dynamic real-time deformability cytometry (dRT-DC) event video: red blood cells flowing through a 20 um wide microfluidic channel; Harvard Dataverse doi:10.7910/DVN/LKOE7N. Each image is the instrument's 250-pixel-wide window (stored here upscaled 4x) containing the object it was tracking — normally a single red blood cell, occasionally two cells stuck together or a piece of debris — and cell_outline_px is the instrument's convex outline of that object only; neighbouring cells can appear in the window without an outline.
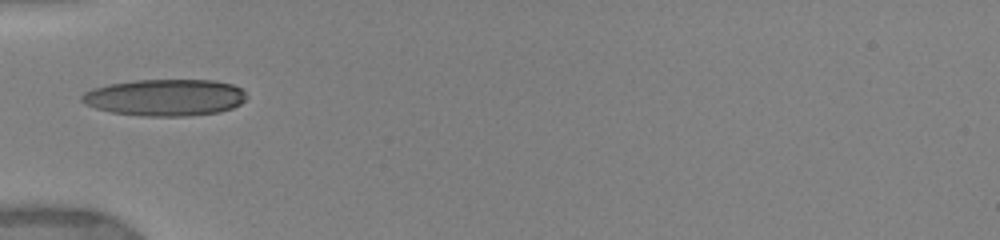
{"species": "human", "species_latin": "Homo sapiens", "temperature_condition": "warm", "stored_images_in_passage": 8, "camera_frame_rate_fps": 3000, "um_per_image_px": 0.085, "donor": {"sex": "female"}, "frame": {"image": 1, "passage_image": 1, "time_ms": 0.0, "image_size_px": [1000, 240], "cell_outline_px": [[248, 96], [240, 104], [232, 108], [220, 112], [184, 116], [144, 116], [112, 112], [96, 108], [84, 104], [80, 100], [80, 96], [84, 92], [92, 88], [108, 84], [132, 80], [216, 80], [232, 84], [240, 88]], "centroid_in_image_um": [14.01, 8.28], "position_along_channel_um": 71.0, "area_um2": 35.43}}